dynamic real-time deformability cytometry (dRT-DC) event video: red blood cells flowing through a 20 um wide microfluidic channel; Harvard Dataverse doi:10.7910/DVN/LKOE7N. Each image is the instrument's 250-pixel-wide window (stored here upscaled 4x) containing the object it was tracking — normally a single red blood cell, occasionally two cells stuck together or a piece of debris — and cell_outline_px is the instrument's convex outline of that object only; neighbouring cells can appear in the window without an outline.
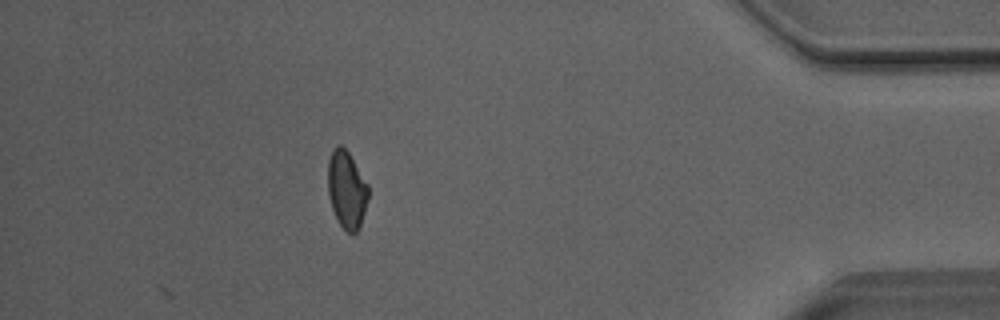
{"species": "Egyptian fruit bat (a non-hibernating species)", "species_latin": "Rousettus aegyptiacus", "temperature_condition": "room temperature", "stored_images_in_passage": 34, "camera_frame_rate_fps": 3000, "um_per_image_px": 0.085, "animal": {"sex": "male"}, "frame": {"image": 1, "passage_image": 34, "time_ms": 11.0, "image_size_px": [1000, 320], "cell_outline_px": [[368, 200], [360, 228], [356, 232], [348, 232], [340, 224], [332, 208], [328, 196], [328, 160], [332, 148], [336, 144], [340, 144], [348, 152], [368, 184]], "centroid_in_image_um": [29.46, 16.09], "position_along_channel_um": 405.7, "area_um2": 18.26}, "authors_computed_cell_mechanics": {"area_um2": 19.1896, "velocity_mm_per_s": 4.0789, "shape_relaxation_time_tau1_ms": null, "shape_relaxation_time_tau2_ms": 2.1497, "deformation_change_tau1": null, "deformation_change_tau2": 0.0758}}